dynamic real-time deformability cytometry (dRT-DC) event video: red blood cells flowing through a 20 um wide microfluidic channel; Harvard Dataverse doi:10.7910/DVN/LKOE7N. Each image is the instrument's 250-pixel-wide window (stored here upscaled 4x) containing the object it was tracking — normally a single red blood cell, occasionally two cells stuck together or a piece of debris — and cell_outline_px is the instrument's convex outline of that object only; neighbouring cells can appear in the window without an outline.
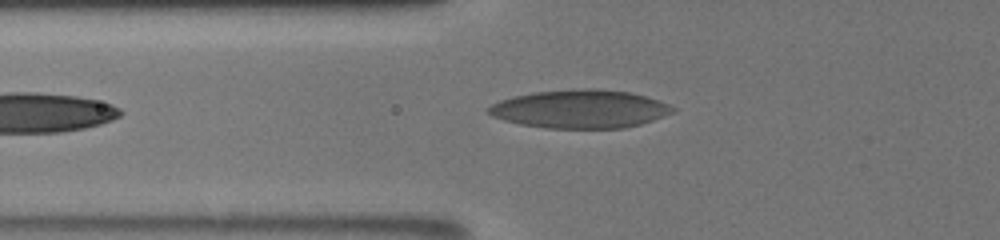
{"species": "human", "species_latin": "Homo sapiens", "temperature_condition": "room temperature", "stored_images_in_passage": 34, "camera_frame_rate_fps": 3000, "um_per_image_px": 0.085, "donor": {"sex": "male"}, "frame": {"image": 1, "passage_image": 34, "time_ms": 7.667, "image_size_px": [1000, 240], "cell_outline_px": [[676, 112], [640, 124], [624, 128], [548, 128], [520, 124], [504, 120], [492, 116], [488, 112], [488, 108], [492, 104], [500, 100], [512, 96], [532, 92], [580, 88], [596, 88], [632, 92], [668, 104], [676, 108]], "centroid_in_image_um": [49.31, 9.25], "position_along_channel_um": 76.5, "area_um2": 41.21}}